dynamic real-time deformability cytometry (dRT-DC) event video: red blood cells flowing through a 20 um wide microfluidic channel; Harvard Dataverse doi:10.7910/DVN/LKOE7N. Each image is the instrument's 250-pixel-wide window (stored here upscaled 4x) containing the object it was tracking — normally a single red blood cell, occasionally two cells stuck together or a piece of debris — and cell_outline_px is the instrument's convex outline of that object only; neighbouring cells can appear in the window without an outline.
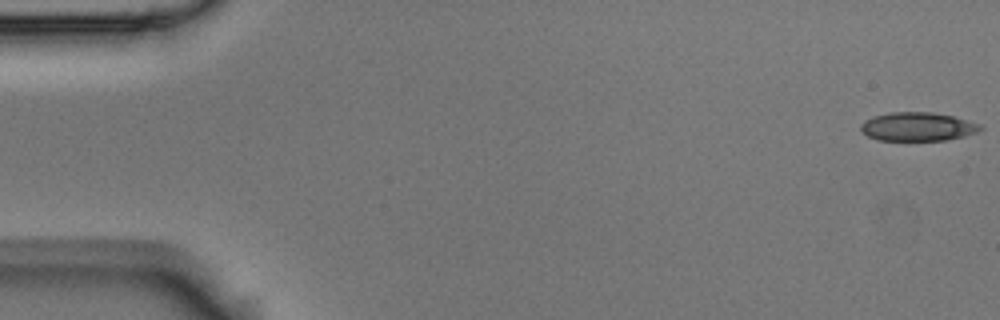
{"species": "Egyptian fruit bat (a non-hibernating species)", "species_latin": "Rousettus aegyptiacus", "temperature_condition": "room temperature", "stored_images_in_passage": 13, "camera_frame_rate_fps": 3000, "um_per_image_px": 0.085, "animal": {"sex": "male"}, "frame": {"image": 1, "passage_image": 1, "time_ms": 0.0, "image_size_px": [1000, 320], "cell_outline_px": [[984, 128], [976, 132], [964, 136], [944, 140], [876, 140], [860, 132], [860, 124], [864, 120], [872, 116], [892, 112], [932, 112], [952, 116], [980, 124]], "centroid_in_image_um": [77.94, 10.76], "position_along_channel_um": 7.1, "area_um2": 20.0}}